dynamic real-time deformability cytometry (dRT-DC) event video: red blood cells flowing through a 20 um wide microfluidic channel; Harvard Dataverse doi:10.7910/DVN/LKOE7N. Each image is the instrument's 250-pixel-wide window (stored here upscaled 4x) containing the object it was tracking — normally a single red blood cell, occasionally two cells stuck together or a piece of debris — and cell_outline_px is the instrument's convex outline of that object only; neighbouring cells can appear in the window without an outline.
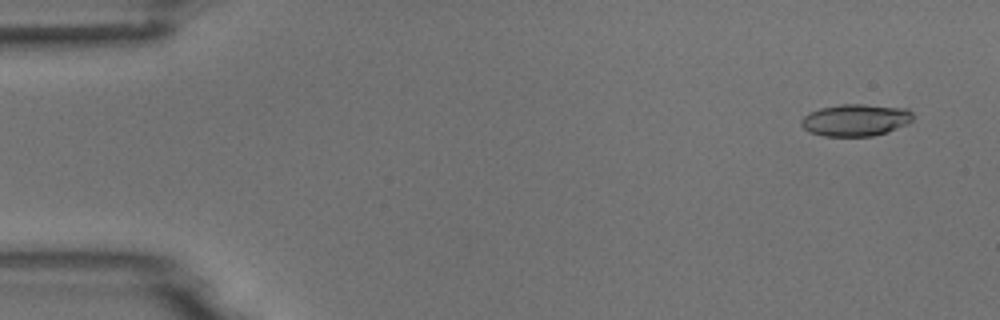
{"species": "common noctule bat (a hibernating species)", "species_latin": "Nyctalus noctula", "temperature_condition": "room temperature", "stored_images_in_passage": 7, "camera_frame_rate_fps": 3000, "um_per_image_px": 0.085, "animal": {"sex": "male", "body_mass_g": 18.8}, "frame": {"image": 1, "passage_image": 1, "time_ms": 0.0, "image_size_px": [1000, 320], "cell_outline_px": [[912, 120], [908, 124], [872, 136], [824, 136], [808, 132], [800, 124], [800, 120], [808, 112], [820, 108], [840, 104], [864, 104], [908, 108], [912, 112]], "centroid_in_image_um": [72.69, 10.19], "position_along_channel_um": 12.3, "area_um2": 20.92}}
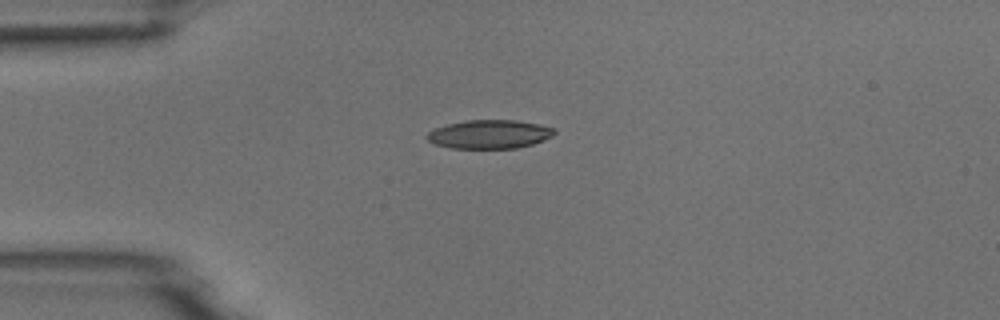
{"frame": {"image": 2, "passage_image": 4, "time_ms": 3.333, "image_size_px": [1000, 320], "cell_outline_px": [[556, 132], [552, 136], [544, 140], [532, 144], [516, 148], [452, 148], [436, 144], [428, 140], [424, 136], [428, 132], [436, 128], [448, 124], [468, 120], [516, 120], [556, 128]], "centroid_in_image_um": [41.61, 11.41], "position_along_channel_um": 43.4, "area_um2": 21.15}}